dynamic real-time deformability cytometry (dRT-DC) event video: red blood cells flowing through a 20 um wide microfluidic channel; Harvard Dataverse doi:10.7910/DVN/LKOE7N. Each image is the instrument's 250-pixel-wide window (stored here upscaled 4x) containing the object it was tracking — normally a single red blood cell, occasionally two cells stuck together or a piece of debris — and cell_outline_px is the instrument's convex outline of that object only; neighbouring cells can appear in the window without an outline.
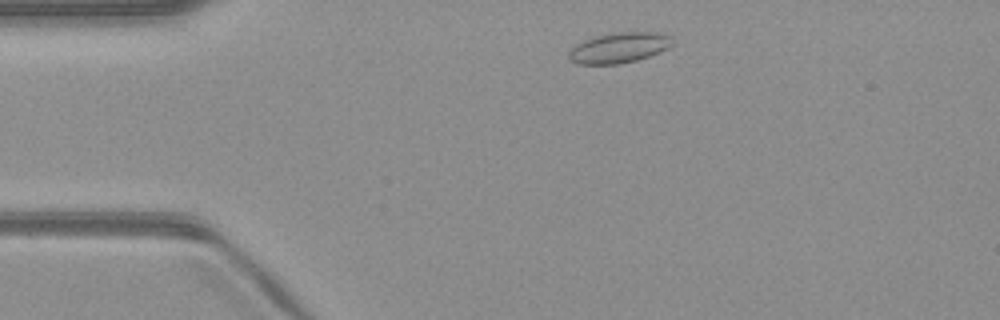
{"species": "common noctule bat (a hibernating species)", "species_latin": "Nyctalus noctula", "temperature_condition": "warm", "stored_images_in_passage": 44, "camera_frame_rate_fps": 3000, "um_per_image_px": 0.085, "animal": {"sex": "male", "body_mass_g": 23.1, "forearm_length_mm": 52.7}, "frame": {"image": 1, "passage_image": 3, "time_ms": 0.667, "image_size_px": [1000, 320], "cell_outline_px": [[676, 44], [668, 48], [648, 56], [636, 60], [620, 64], [580, 64], [572, 60], [568, 56], [568, 52], [576, 44], [584, 40], [608, 32], [664, 32], [672, 36]], "centroid_in_image_um": [52.68, 4.03], "position_along_channel_um": 32.3, "area_um2": 18.61}}
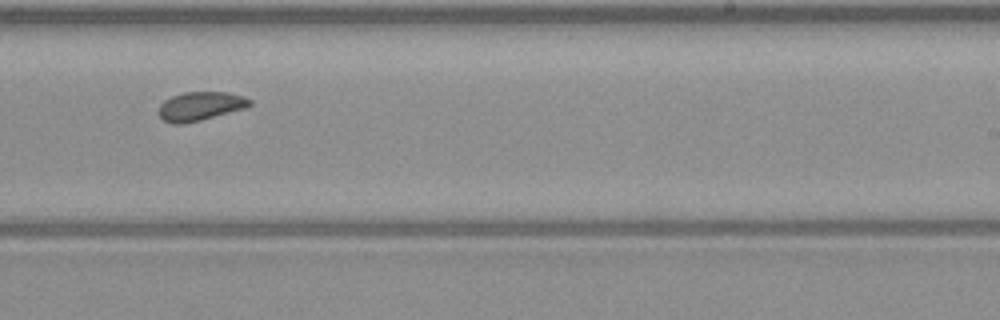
{"frame": {"image": 2, "passage_image": 24, "time_ms": 7.667, "image_size_px": [1000, 320], "cell_outline_px": [[252, 104], [244, 108], [200, 120], [184, 124], [172, 124], [164, 120], [156, 112], [160, 104], [164, 100], [172, 96], [184, 92], [228, 92], [244, 96], [252, 100]], "centroid_in_image_um": [16.99, 9.02], "position_along_channel_um": 272.0, "area_um2": 15.32}}
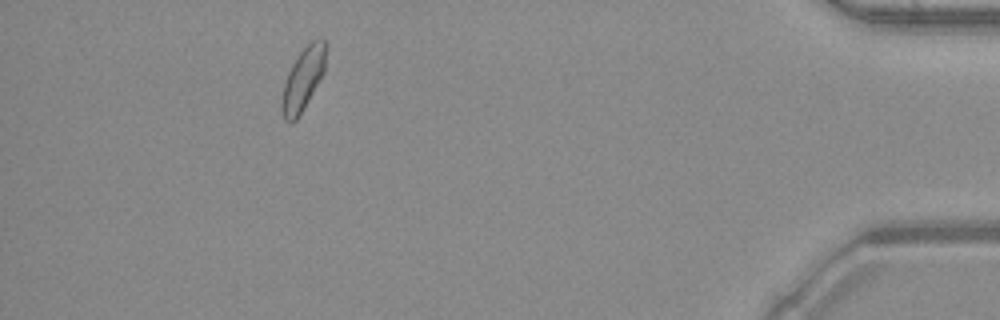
{"frame": {"image": 3, "passage_image": 39, "time_ms": 12.667, "image_size_px": [1000, 320], "cell_outline_px": [[328, 44], [324, 72], [308, 100], [296, 120], [284, 120], [280, 108], [280, 104], [284, 84], [288, 72], [292, 64], [300, 52], [312, 40], [320, 36], [324, 36]], "centroid_in_image_um": [25.79, 6.63], "position_along_channel_um": 409.4, "area_um2": 16.18}, "authors_computed_cell_mechanics": {"area_um2": 15.8372, "velocity_mm_per_s": 4.0313, "shape_relaxation_time_tau1_ms": null, "shape_relaxation_time_tau2_ms": 0.641, "deformation_change_tau1": null, "deformation_change_tau2": 0.0579}}